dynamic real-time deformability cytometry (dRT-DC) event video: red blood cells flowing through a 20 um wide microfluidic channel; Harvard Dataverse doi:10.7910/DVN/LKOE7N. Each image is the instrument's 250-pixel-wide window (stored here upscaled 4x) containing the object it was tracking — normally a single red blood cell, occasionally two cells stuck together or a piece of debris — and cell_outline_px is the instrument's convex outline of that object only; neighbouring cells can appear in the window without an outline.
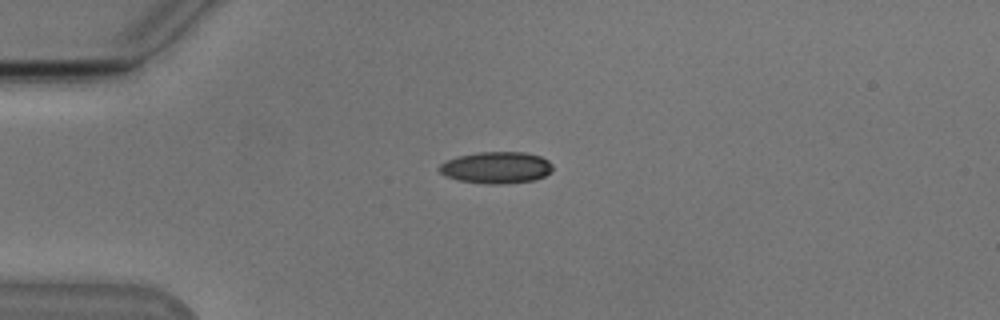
{"species": "Egyptian fruit bat (a non-hibernating species)", "species_latin": "Rousettus aegyptiacus", "temperature_condition": "cold", "stored_images_in_passage": 41, "camera_frame_rate_fps": 3000, "um_per_image_px": 0.085, "animal": {"sex": "male"}, "frame": {"image": 1, "passage_image": 1, "time_ms": 0.0, "image_size_px": [1000, 320], "cell_outline_px": [[552, 168], [544, 176], [532, 180], [500, 184], [488, 184], [460, 180], [444, 176], [436, 168], [444, 160], [456, 156], [476, 152], [524, 152], [540, 156], [548, 160], [552, 164]], "centroid_in_image_um": [42.11, 14.23], "position_along_channel_um": 42.9, "area_um2": 20.98}}
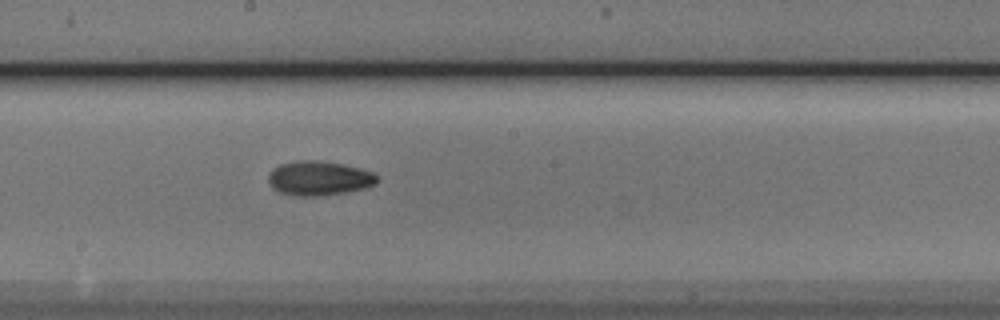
{"frame": {"image": 2, "passage_image": 17, "time_ms": 5.333, "image_size_px": [1000, 320], "cell_outline_px": [[376, 184], [364, 188], [348, 192], [316, 196], [296, 196], [280, 192], [272, 188], [268, 180], [268, 176], [272, 168], [280, 164], [296, 160], [320, 160], [344, 164], [360, 168], [372, 172], [376, 176]], "centroid_in_image_um": [27.08, 15.14], "position_along_channel_um": 221.1, "area_um2": 21.91}}
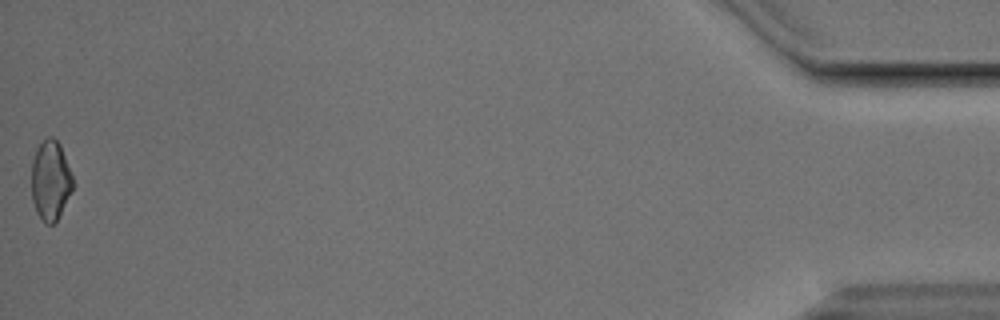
{"frame": {"image": 3, "passage_image": 41, "time_ms": 13.333, "image_size_px": [1000, 320], "cell_outline_px": [[72, 192], [56, 220], [52, 224], [44, 224], [36, 212], [32, 200], [32, 160], [36, 148], [48, 136], [52, 136], [60, 144], [72, 176]], "centroid_in_image_um": [4.27, 15.34], "position_along_channel_um": 430.9, "area_um2": 19.07}, "authors_computed_cell_mechanics": {"area_um2": 19.9988, "velocity_mm_per_s": 3.8359, "shape_relaxation_time_tau1_ms": 7.0675, "shape_relaxation_time_tau2_ms": null, "deformation_change_tau1": 0.1526, "deformation_change_tau2": null}}